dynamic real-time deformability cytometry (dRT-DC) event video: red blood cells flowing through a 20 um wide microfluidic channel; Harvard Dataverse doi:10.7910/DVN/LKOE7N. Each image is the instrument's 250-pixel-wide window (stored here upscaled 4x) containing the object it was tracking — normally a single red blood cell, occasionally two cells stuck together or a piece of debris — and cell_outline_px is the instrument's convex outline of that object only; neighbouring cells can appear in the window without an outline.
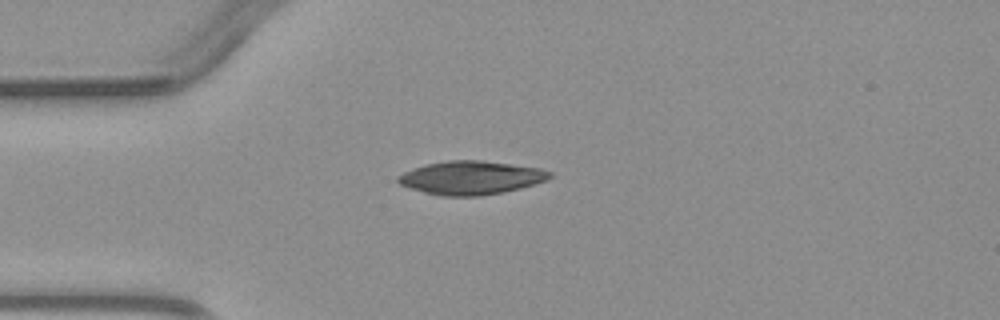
{"species": "common noctule bat (a hibernating species)", "species_latin": "Nyctalus noctula", "temperature_condition": "warm", "stored_images_in_passage": 2, "camera_frame_rate_fps": 3000, "um_per_image_px": 0.085, "animal": {"sex": "male", "body_mass_g": 23.1, "forearm_length_mm": 52.7}, "frame": {"image": 1, "passage_image": 1, "time_ms": 0.0, "image_size_px": [1000, 320], "cell_outline_px": [[552, 176], [548, 180], [520, 188], [504, 192], [480, 196], [440, 196], [424, 192], [400, 184], [396, 180], [396, 176], [412, 168], [424, 164], [448, 160], [480, 160], [512, 164], [540, 168], [552, 172]], "centroid_in_image_um": [40.03, 15.1], "position_along_channel_um": 45.0, "area_um2": 29.77}}